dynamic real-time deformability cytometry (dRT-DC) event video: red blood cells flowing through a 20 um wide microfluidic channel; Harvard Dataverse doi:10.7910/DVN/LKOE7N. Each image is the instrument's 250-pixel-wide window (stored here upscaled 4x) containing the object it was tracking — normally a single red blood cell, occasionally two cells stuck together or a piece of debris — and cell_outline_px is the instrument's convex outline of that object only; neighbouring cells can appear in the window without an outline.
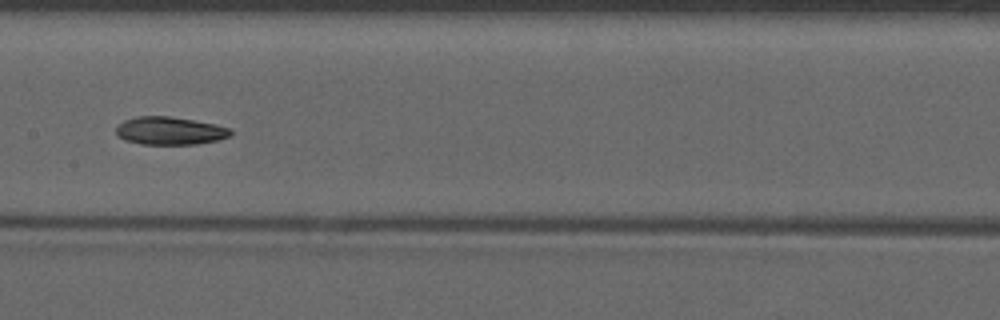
{"species": "common noctule bat (a hibernating species)", "species_latin": "Nyctalus noctula", "temperature_condition": "warm", "stored_images_in_passage": 29, "camera_frame_rate_fps": 3000, "um_per_image_px": 0.085, "animal": {"sex": "male", "forearm_length_mm": 52.5}, "frame": {"image": 1, "passage_image": 12, "time_ms": 3.667, "image_size_px": [1000, 320], "cell_outline_px": [[232, 136], [216, 140], [196, 144], [140, 144], [124, 140], [116, 132], [116, 128], [124, 120], [136, 116], [168, 116], [216, 124], [232, 128]], "centroid_in_image_um": [14.47, 11.11], "position_along_channel_um": 192.9, "area_um2": 18.61}}
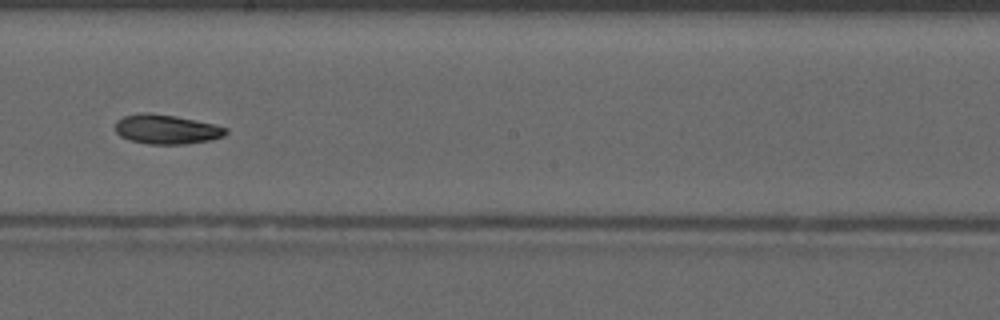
{"frame": {"image": 2, "passage_image": 15, "time_ms": 4.667, "image_size_px": [1000, 320], "cell_outline_px": [[228, 132], [224, 136], [212, 140], [184, 144], [148, 144], [128, 140], [120, 136], [116, 132], [116, 120], [124, 116], [144, 112], [148, 112], [176, 116], [216, 124], [228, 128]], "centroid_in_image_um": [14.17, 10.99], "position_along_channel_um": 234.0, "area_um2": 19.19}, "authors_computed_cell_mechanics": {"area_um2": 18.3804, "velocity_mm_per_s": 4.109, "shape_relaxation_time_tau1_ms": null, "shape_relaxation_time_tau2_ms": 4.0023, "deformation_change_tau1": null, "deformation_change_tau2": 0.0814}}